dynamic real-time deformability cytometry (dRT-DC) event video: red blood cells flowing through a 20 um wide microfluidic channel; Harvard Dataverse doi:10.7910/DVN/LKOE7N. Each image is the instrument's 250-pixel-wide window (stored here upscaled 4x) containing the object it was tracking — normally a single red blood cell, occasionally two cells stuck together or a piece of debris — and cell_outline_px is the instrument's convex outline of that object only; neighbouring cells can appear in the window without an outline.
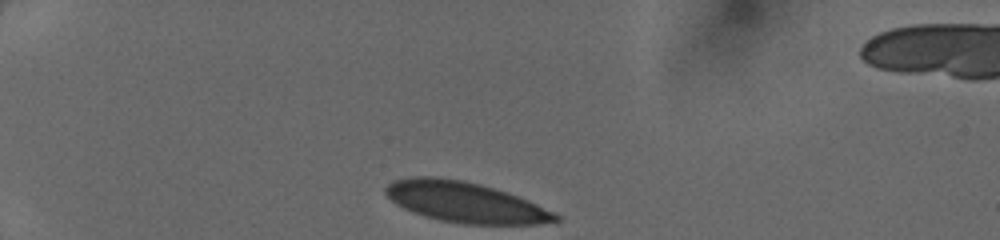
{"species": "human", "species_latin": "Homo sapiens", "temperature_condition": "cold", "stored_images_in_passage": 31, "camera_frame_rate_fps": 3000, "um_per_image_px": 0.085, "donor": {"sex": "female"}, "frame": {"image": 1, "passage_image": 1, "time_ms": 0.0, "image_size_px": [1000, 240], "cell_outline_px": [[560, 220], [540, 224], [464, 224], [440, 220], [424, 216], [412, 212], [396, 204], [384, 192], [384, 188], [392, 180], [412, 176], [436, 176], [464, 180], [480, 184], [508, 192], [528, 200], [556, 212], [560, 216]], "centroid_in_image_um": [39.54, 17.17], "position_along_channel_um": 45.5, "area_um2": 40.4}}
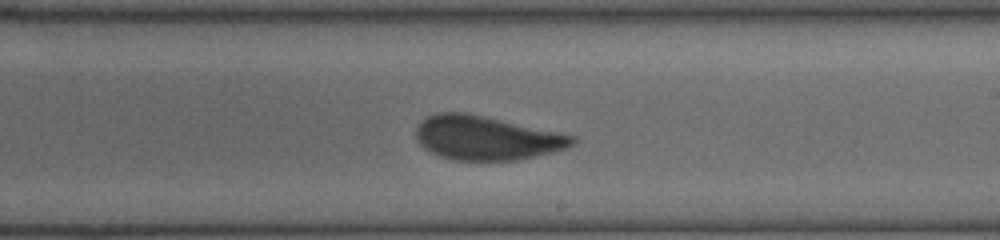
{"frame": {"image": 2, "passage_image": 19, "time_ms": 6.0, "image_size_px": [1000, 240], "cell_outline_px": [[576, 140], [568, 148], [520, 160], [452, 160], [440, 156], [424, 148], [420, 144], [416, 136], [416, 128], [428, 116], [436, 112], [468, 112], [560, 132], [576, 136]], "centroid_in_image_um": [41.37, 11.72], "position_along_channel_um": 247.6, "area_um2": 40.23}}
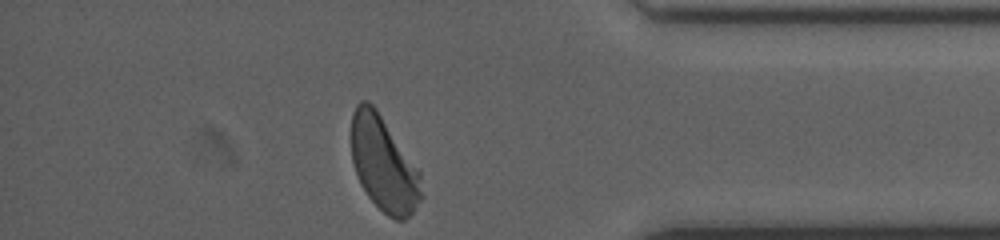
{"frame": {"image": 3, "passage_image": 31, "time_ms": 10.0, "image_size_px": [1000, 240], "cell_outline_px": [[424, 196], [412, 212], [404, 220], [396, 220], [388, 216], [368, 196], [360, 184], [352, 160], [352, 112], [356, 104], [360, 100], [368, 100], [376, 108], [420, 172]], "centroid_in_image_um": [32.62, 13.94], "position_along_channel_um": 402.6, "area_um2": 38.49}}